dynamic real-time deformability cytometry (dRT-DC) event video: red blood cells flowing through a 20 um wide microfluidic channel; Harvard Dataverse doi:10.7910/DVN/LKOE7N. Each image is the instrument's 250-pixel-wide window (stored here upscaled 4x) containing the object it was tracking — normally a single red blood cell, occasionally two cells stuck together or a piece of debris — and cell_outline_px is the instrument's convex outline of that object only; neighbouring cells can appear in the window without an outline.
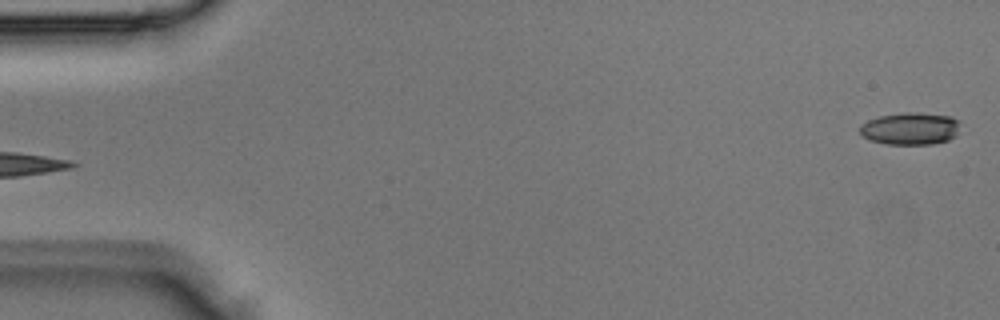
{"species": "Egyptian fruit bat (a non-hibernating species)", "species_latin": "Rousettus aegyptiacus", "temperature_condition": "room temperature", "stored_images_in_passage": 3, "segment_of_instrument_passage": [2, 2], "camera_frame_rate_fps": 3000, "um_per_image_px": 0.085, "animal": {"sex": "male"}, "frame": {"image": 1, "passage_image": 3, "time_ms": 0.667, "image_size_px": [1000, 320], "cell_outline_px": [[960, 120], [956, 136], [948, 140], [932, 144], [888, 144], [868, 140], [860, 132], [860, 124], [868, 120], [880, 116], [904, 112], [920, 112], [952, 116]], "centroid_in_image_um": [77.39, 10.92], "position_along_channel_um": 7.6, "area_um2": 19.07}}